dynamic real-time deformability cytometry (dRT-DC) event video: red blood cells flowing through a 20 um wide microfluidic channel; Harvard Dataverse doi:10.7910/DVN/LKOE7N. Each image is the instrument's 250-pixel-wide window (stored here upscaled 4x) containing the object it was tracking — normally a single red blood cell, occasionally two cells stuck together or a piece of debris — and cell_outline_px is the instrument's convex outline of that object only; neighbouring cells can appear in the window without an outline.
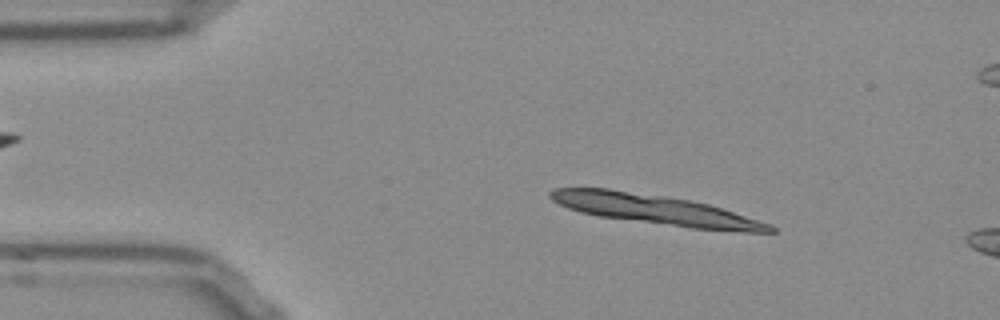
{"species": "Egyptian fruit bat (a non-hibernating species)", "species_latin": "Rousettus aegyptiacus", "temperature_condition": "room temperature", "stored_images_in_passage": 12, "camera_frame_rate_fps": 3000, "um_per_image_px": 0.085, "frame": {"image": 1, "passage_image": 7, "time_ms": 2.0, "image_size_px": [1000, 320], "cell_outline_px": [[776, 232], [744, 232], [692, 228], [600, 216], [580, 212], [568, 208], [552, 200], [548, 196], [548, 192], [552, 188], [608, 188], [692, 200], [708, 204], [772, 224], [776, 228]], "centroid_in_image_um": [55.72, 17.82], "position_along_channel_um": 29.3, "area_um2": 37.92}}